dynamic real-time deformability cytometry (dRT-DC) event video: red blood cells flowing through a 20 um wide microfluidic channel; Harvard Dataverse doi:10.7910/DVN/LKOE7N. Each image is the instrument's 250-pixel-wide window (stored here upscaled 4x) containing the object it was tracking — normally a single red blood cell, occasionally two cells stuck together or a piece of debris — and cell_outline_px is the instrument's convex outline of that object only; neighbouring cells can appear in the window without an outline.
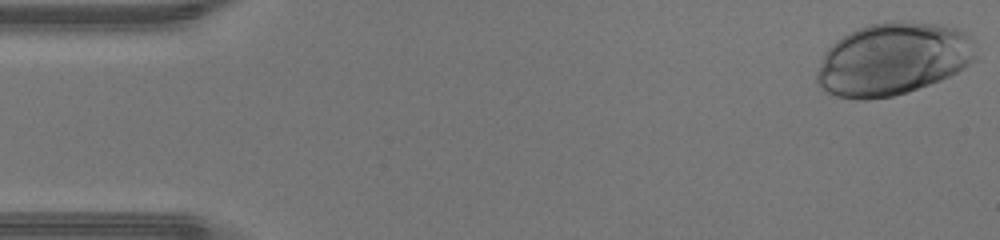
{"species": "human", "species_latin": "Homo sapiens", "temperature_condition": "warm", "stored_images_in_passage": 37, "camera_frame_rate_fps": 3000, "um_per_image_px": 0.085, "donor": {"sex": "male"}, "frame": {"image": 1, "passage_image": 1, "time_ms": 0.0, "image_size_px": [1000, 240], "cell_outline_px": [[976, 60], [964, 68], [940, 80], [892, 96], [864, 100], [860, 100], [836, 96], [828, 92], [816, 80], [816, 72], [824, 52], [832, 44], [844, 36], [860, 28], [872, 24], [892, 20], [900, 20], [936, 24], [956, 28], [964, 32], [968, 36], [976, 56]], "centroid_in_image_um": [75.88, 5.01], "position_along_channel_um": 9.1, "area_um2": 66.53}}